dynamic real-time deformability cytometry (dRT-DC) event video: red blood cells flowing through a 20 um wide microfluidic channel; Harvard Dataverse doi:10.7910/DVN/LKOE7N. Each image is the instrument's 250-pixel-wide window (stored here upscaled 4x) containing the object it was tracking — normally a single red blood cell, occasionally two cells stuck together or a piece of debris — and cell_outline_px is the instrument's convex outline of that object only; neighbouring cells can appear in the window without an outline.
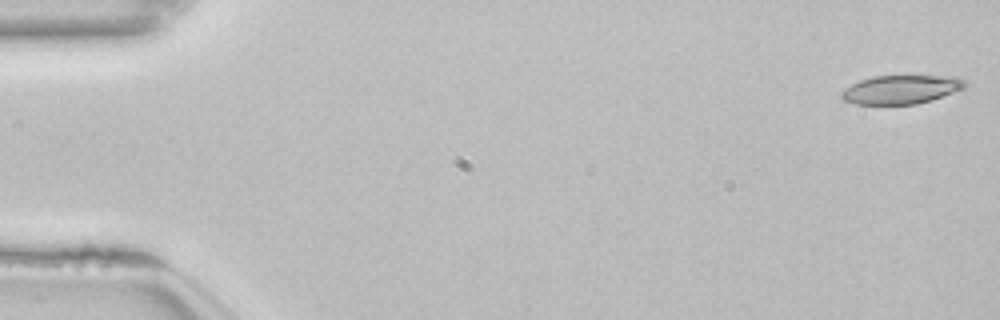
{"species": "common noctule bat (a hibernating species)", "species_latin": "Nyctalus noctula", "temperature_condition": "room temperature", "stored_images_in_passage": 53, "camera_frame_rate_fps": 3000, "um_per_image_px": 0.085, "animal": {"sex": "female", "body_mass_g": 22.7, "forearm_length_mm": 54.2}, "frame": {"image": 1, "passage_image": 1, "time_ms": 0.0, "image_size_px": [1000, 320], "cell_outline_px": [[968, 84], [964, 88], [932, 100], [916, 104], [856, 104], [844, 100], [840, 96], [840, 92], [852, 84], [860, 80], [872, 76], [940, 76], [964, 80]], "centroid_in_image_um": [76.55, 7.61], "position_along_channel_um": 8.5, "area_um2": 20.4}}
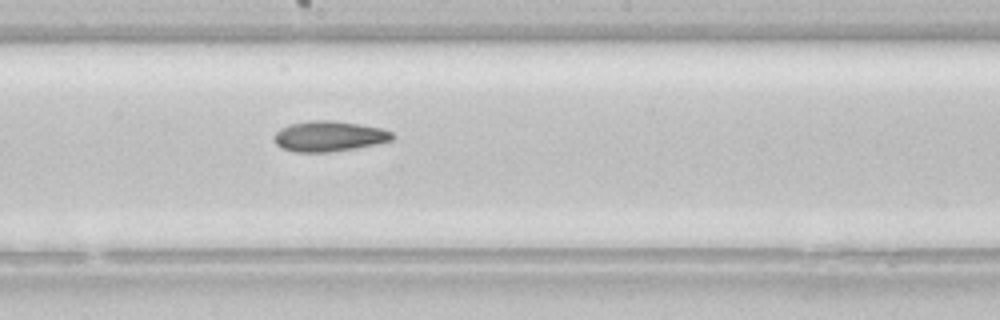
{"frame": {"image": 2, "passage_image": 29, "time_ms": 9.333, "image_size_px": [1000, 320], "cell_outline_px": [[396, 136], [392, 140], [380, 144], [356, 148], [328, 152], [296, 152], [280, 148], [276, 144], [276, 132], [280, 128], [288, 124], [308, 120], [332, 120], [360, 124], [380, 128], [392, 132]], "centroid_in_image_um": [27.99, 11.58], "position_along_channel_um": 220.2, "area_um2": 21.15}}
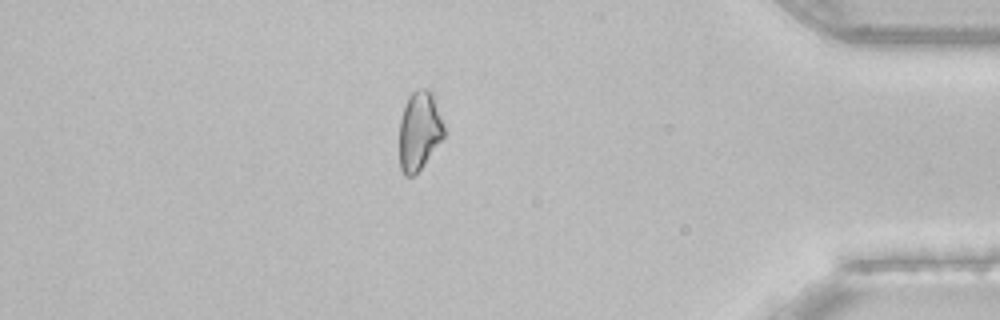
{"frame": {"image": 3, "passage_image": 46, "time_ms": 15.0, "image_size_px": [1000, 320], "cell_outline_px": [[444, 136], [420, 168], [412, 176], [404, 176], [400, 168], [400, 120], [408, 96], [412, 92], [420, 88], [428, 88], [432, 92], [444, 124]], "centroid_in_image_um": [35.64, 11.08], "position_along_channel_um": 399.6, "area_um2": 20.23}}